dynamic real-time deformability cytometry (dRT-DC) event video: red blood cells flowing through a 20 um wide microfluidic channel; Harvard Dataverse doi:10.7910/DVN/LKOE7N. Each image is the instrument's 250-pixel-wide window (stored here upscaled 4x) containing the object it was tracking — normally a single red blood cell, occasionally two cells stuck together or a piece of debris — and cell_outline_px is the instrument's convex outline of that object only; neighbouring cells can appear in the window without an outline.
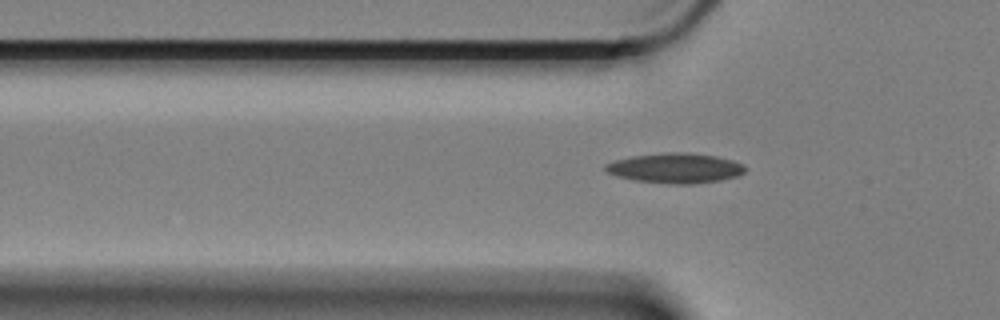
{"species": "Egyptian fruit bat (a non-hibernating species)", "species_latin": "Rousettus aegyptiacus", "temperature_condition": "cold", "stored_images_in_passage": 48, "camera_frame_rate_fps": 3000, "um_per_image_px": 0.085, "animal": {"sex": "female"}, "frame": {"image": 1, "passage_image": 14, "time_ms": 4.333, "image_size_px": [1000, 320], "cell_outline_px": [[744, 172], [736, 176], [720, 180], [692, 184], [668, 184], [632, 180], [616, 176], [608, 172], [604, 168], [604, 164], [616, 160], [632, 156], [664, 152], [688, 152], [716, 156], [732, 160], [744, 164]], "centroid_in_image_um": [57.38, 14.29], "position_along_channel_um": 68.4, "area_um2": 24.51}}
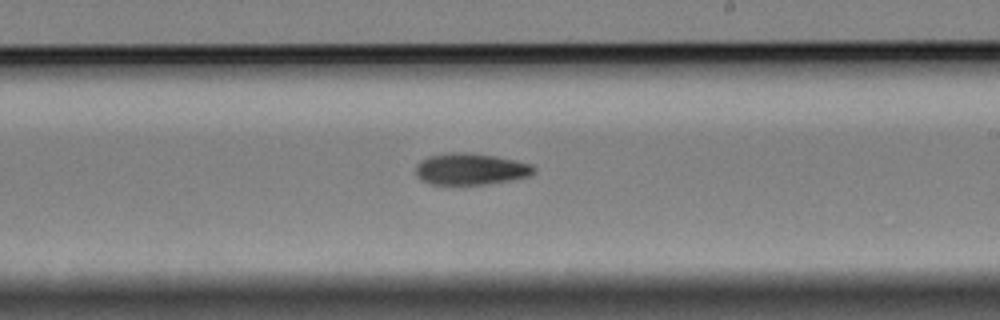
{"frame": {"image": 2, "passage_image": 30, "time_ms": 9.667, "image_size_px": [1000, 320], "cell_outline_px": [[536, 172], [528, 176], [512, 180], [488, 184], [432, 184], [420, 180], [416, 172], [416, 164], [420, 160], [428, 156], [452, 152], [464, 152], [496, 156], [516, 160], [532, 164], [536, 168]], "centroid_in_image_um": [40.02, 14.36], "position_along_channel_um": 249.0, "area_um2": 21.85}}
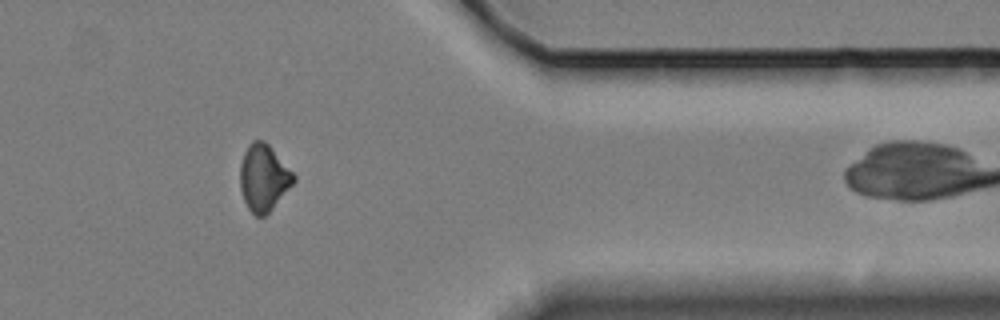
{"frame": {"image": 3, "passage_image": 44, "time_ms": 14.333, "image_size_px": [1000, 320], "cell_outline_px": [[296, 180], [272, 208], [264, 216], [256, 216], [248, 208], [244, 200], [240, 188], [240, 164], [244, 152], [248, 144], [252, 140], [264, 140], [268, 144], [296, 176]], "centroid_in_image_um": [22.39, 15.09], "position_along_channel_um": 389.0, "area_um2": 20.58}, "authors_computed_cell_mechanics": {"area_um2": 21.7617, "velocity_mm_per_s": 3.3776, "shape_relaxation_time_tau1_ms": null, "shape_relaxation_time_tau2_ms": 10.9193, "deformation_change_tau1": null, "deformation_change_tau2": 0.182}}